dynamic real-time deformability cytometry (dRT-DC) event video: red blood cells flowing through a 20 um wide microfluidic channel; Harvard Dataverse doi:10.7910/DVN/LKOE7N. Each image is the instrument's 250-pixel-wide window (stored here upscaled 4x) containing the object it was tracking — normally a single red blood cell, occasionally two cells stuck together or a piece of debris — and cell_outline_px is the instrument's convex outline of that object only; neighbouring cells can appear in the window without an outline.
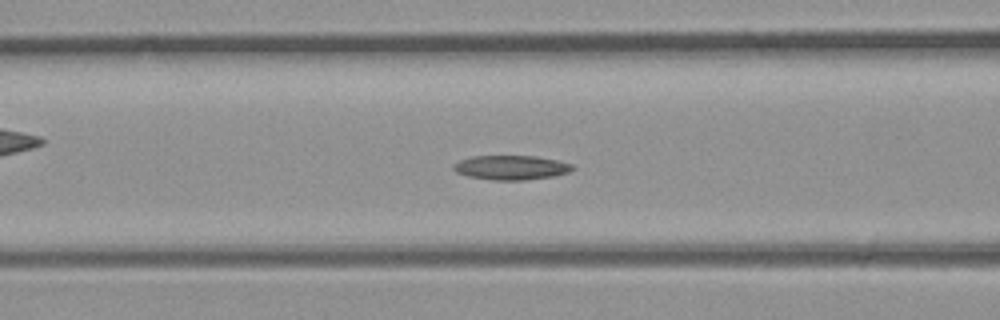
{"species": "common noctule bat (a hibernating species)", "species_latin": "Nyctalus noctula", "temperature_condition": "room temperature", "stored_images_in_passage": 25, "camera_frame_rate_fps": 3000, "um_per_image_px": 0.085, "animal": {"sex": "male", "body_mass_g": 23.1, "forearm_length_mm": 52.7}, "frame": {"image": 1, "passage_image": 4, "time_ms": 1.0, "image_size_px": [1000, 320], "cell_outline_px": [[576, 168], [568, 172], [552, 176], [524, 180], [492, 180], [468, 176], [456, 172], [452, 168], [452, 164], [460, 160], [472, 156], [536, 156], [556, 160], [572, 164]], "centroid_in_image_um": [43.42, 14.24], "position_along_channel_um": 123.2, "area_um2": 16.88}}
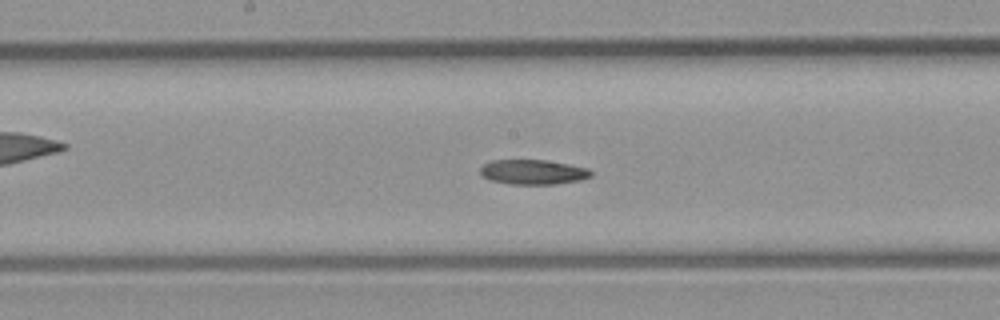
{"frame": {"image": 2, "passage_image": 8, "time_ms": 2.333, "image_size_px": [1000, 320], "cell_outline_px": [[592, 176], [580, 180], [556, 184], [512, 184], [492, 180], [484, 176], [480, 172], [480, 168], [484, 164], [492, 160], [548, 160], [588, 168], [592, 172]], "centroid_in_image_um": [45.34, 14.62], "position_along_channel_um": 202.9, "area_um2": 15.9}}